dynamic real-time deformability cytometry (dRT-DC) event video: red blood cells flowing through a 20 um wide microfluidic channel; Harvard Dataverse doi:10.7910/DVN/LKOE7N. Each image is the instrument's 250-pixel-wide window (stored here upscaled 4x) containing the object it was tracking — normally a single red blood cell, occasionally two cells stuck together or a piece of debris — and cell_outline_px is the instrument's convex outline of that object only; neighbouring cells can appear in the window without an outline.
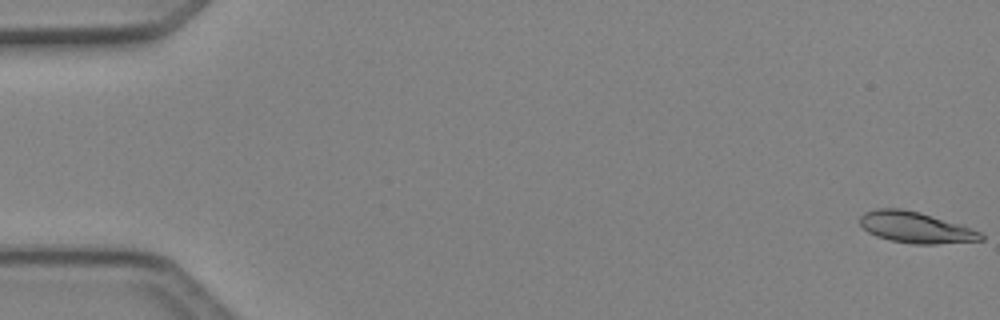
{"species": "Egyptian fruit bat (a non-hibernating species)", "species_latin": "Rousettus aegyptiacus", "temperature_condition": "cold", "stored_images_in_passage": 5, "camera_frame_rate_fps": 3000, "um_per_image_px": 0.085, "animal": {"sex": "female"}, "frame": {"image": 1, "passage_image": 1, "time_ms": 0.0, "image_size_px": [1000, 320], "cell_outline_px": [[984, 240], [936, 244], [912, 244], [892, 240], [876, 236], [868, 232], [860, 224], [860, 216], [864, 212], [876, 208], [900, 208], [920, 212], [960, 224], [980, 232], [984, 236]], "centroid_in_image_um": [77.82, 19.32], "position_along_channel_um": 7.2, "area_um2": 21.91}}
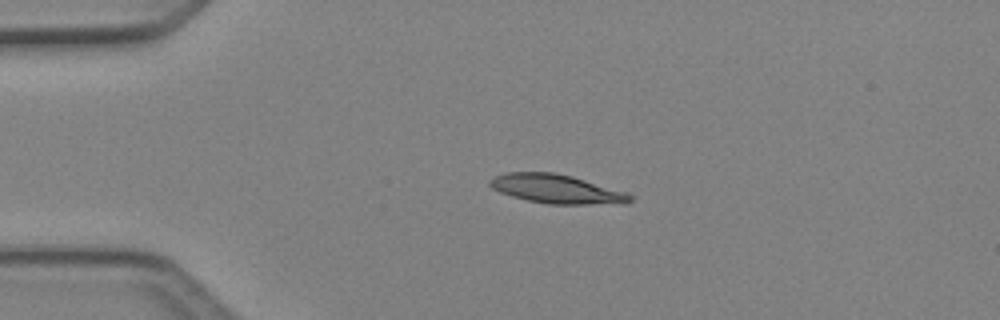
{"frame": {"image": 2, "passage_image": 4, "time_ms": 1.0, "image_size_px": [1000, 320], "cell_outline_px": [[636, 196], [628, 204], [548, 204], [528, 200], [512, 196], [500, 192], [492, 188], [488, 184], [488, 180], [504, 172], [552, 172], [572, 176], [628, 192]], "centroid_in_image_um": [47.37, 16.07], "position_along_channel_um": 37.6, "area_um2": 23.93}}